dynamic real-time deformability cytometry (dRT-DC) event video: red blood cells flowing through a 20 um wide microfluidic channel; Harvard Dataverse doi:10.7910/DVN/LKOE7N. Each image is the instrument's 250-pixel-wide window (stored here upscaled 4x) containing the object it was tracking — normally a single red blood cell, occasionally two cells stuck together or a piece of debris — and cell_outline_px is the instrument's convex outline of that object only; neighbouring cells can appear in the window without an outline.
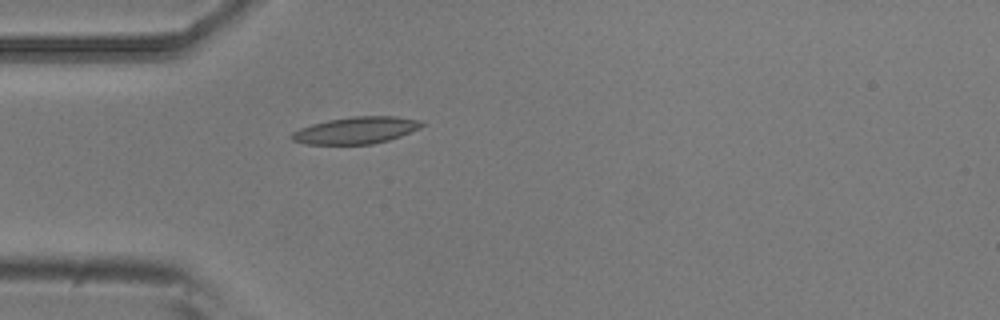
{"species": "common noctule bat (a hibernating species)", "species_latin": "Nyctalus noctula", "temperature_condition": "room temperature", "stored_images_in_passage": 5, "camera_frame_rate_fps": 3000, "um_per_image_px": 0.085, "animal": {"sex": "male", "body_mass_g": 20.5, "forearm_length_mm": 52.5}, "frame": {"image": 1, "passage_image": 5, "time_ms": 1.333, "image_size_px": [1000, 320], "cell_outline_px": [[428, 124], [420, 128], [400, 136], [388, 140], [372, 144], [308, 144], [292, 140], [288, 136], [292, 132], [300, 128], [312, 124], [328, 120], [352, 116], [396, 116], [420, 120]], "centroid_in_image_um": [30.28, 11.07], "position_along_channel_um": 54.7, "area_um2": 20.46}}